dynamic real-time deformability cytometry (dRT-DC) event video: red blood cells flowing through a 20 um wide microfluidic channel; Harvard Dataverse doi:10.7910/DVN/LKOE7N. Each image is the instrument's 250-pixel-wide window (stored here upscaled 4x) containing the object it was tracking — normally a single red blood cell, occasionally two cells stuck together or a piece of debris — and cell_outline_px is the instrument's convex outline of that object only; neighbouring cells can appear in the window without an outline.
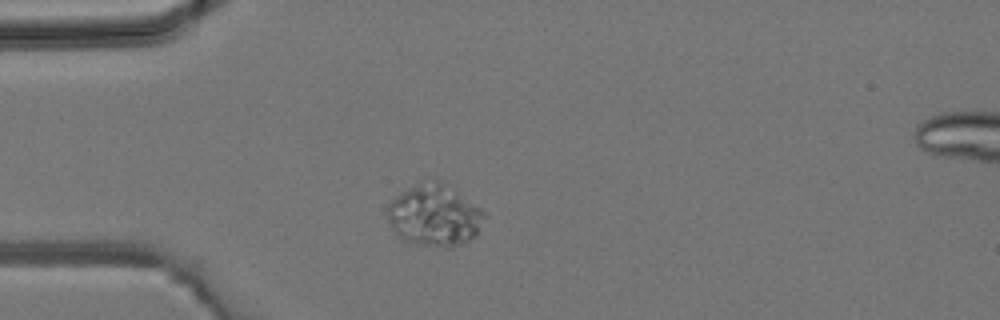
{"species": "common noctule bat (a hibernating species)", "species_latin": "Nyctalus noctula", "temperature_condition": "room temperature", "stored_images_in_passage": 38, "segment_of_instrument_passage": [1, 2], "camera_frame_rate_fps": 3000, "um_per_image_px": 0.085, "animal": {"sex": "male", "body_mass_g": 19.2, "forearm_length_mm": 51.8}, "frame": {"image": 1, "passage_image": 4, "time_ms": 1.0, "image_size_px": [1000, 320], "cell_outline_px": [[484, 216], [476, 236], [452, 248], [444, 248], [420, 244], [404, 240], [396, 236], [388, 220], [388, 204], [400, 192], [436, 180], [440, 180], [480, 208], [484, 212]], "centroid_in_image_um": [36.92, 18.35], "position_along_channel_um": 48.1, "area_um2": 34.04}}
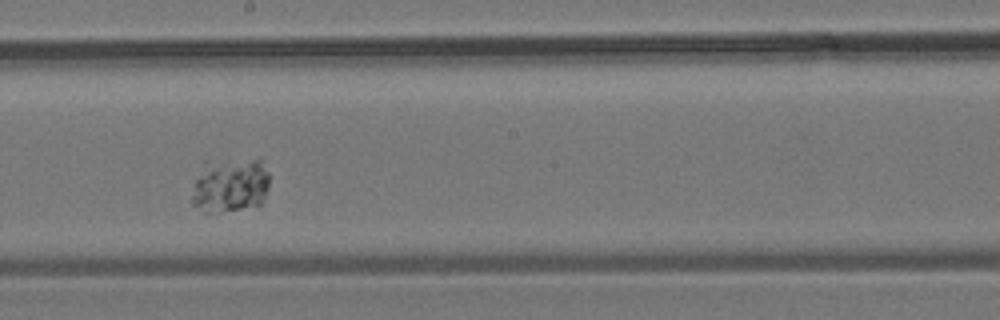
{"frame": {"image": 2, "passage_image": 17, "time_ms": 5.333, "image_size_px": [1000, 320], "cell_outline_px": [[268, 188], [260, 204], [240, 208], [216, 212], [204, 212], [192, 204], [192, 196], [196, 180], [208, 168], [228, 160], [260, 160], [268, 172]], "centroid_in_image_um": [19.63, 15.81], "position_along_channel_um": 228.6, "area_um2": 23.12}}
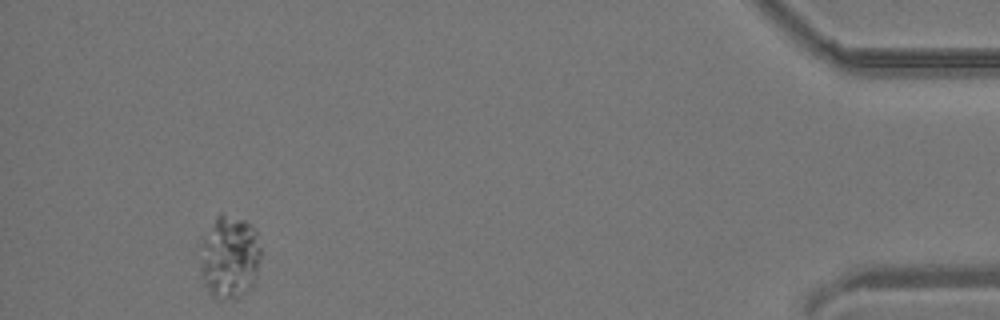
{"frame": {"image": 3, "passage_image": 34, "time_ms": 11.0, "image_size_px": [1000, 320], "cell_outline_px": [[260, 256], [256, 276], [252, 284], [240, 296], [220, 300], [216, 300], [208, 292], [200, 276], [200, 244], [216, 216], [220, 212], [244, 220], [256, 228], [260, 248]], "centroid_in_image_um": [19.48, 21.84], "position_along_channel_um": 415.7, "area_um2": 29.65}}